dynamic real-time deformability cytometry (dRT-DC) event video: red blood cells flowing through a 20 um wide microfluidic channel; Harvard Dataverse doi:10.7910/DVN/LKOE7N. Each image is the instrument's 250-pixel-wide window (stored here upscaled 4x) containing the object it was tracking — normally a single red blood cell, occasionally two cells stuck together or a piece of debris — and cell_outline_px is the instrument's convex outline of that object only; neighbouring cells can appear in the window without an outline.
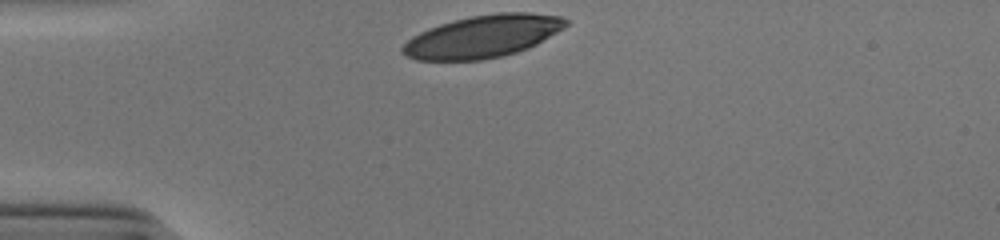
{"species": "human", "species_latin": "Homo sapiens", "temperature_condition": "cold", "stored_images_in_passage": 30, "camera_frame_rate_fps": 3000, "um_per_image_px": 0.085, "donor": {"sex": "male"}, "frame": {"image": 1, "passage_image": 1, "time_ms": 0.0, "image_size_px": [1000, 240], "cell_outline_px": [[568, 24], [564, 28], [536, 44], [528, 48], [504, 56], [480, 60], [416, 60], [400, 52], [400, 48], [412, 36], [428, 28], [440, 24], [472, 16], [500, 12], [528, 12], [560, 16], [568, 20]], "centroid_in_image_um": [41.04, 3.1], "position_along_channel_um": 44.0, "area_um2": 40.23}}
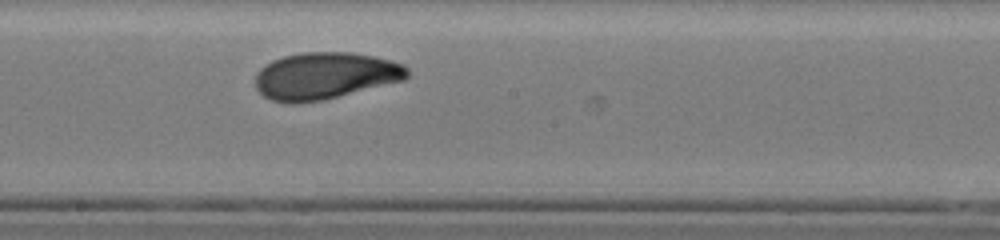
{"frame": {"image": 2, "passage_image": 17, "time_ms": 5.333, "image_size_px": [1000, 240], "cell_outline_px": [[408, 76], [404, 80], [324, 100], [296, 104], [288, 104], [272, 100], [264, 96], [256, 88], [256, 72], [264, 64], [272, 60], [284, 56], [304, 52], [352, 52], [372, 56], [404, 64], [408, 68]], "centroid_in_image_um": [27.6, 6.45], "position_along_channel_um": 220.6, "area_um2": 41.73}}
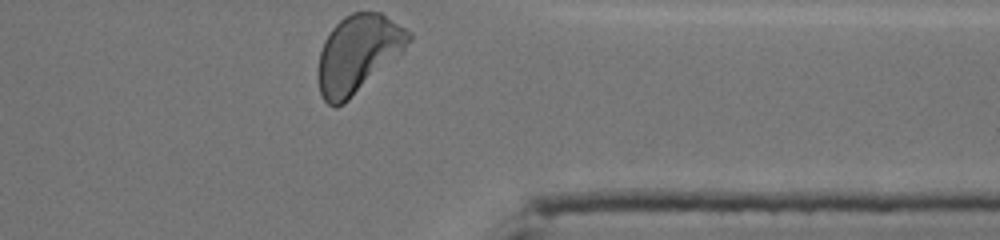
{"frame": {"image": 3, "passage_image": 30, "time_ms": 9.667, "image_size_px": [1000, 240], "cell_outline_px": [[412, 40], [404, 52], [344, 104], [336, 108], [328, 104], [324, 100], [320, 92], [316, 76], [316, 68], [320, 52], [324, 40], [332, 28], [344, 16], [352, 12], [380, 12], [412, 32]], "centroid_in_image_um": [30.43, 4.59], "position_along_channel_um": 381.0, "area_um2": 41.62}, "authors_computed_cell_mechanics": {"area_um2": 41.038, "velocity_mm_per_s": 3.8418, "shape_relaxation_time_tau1_ms": 3.6895, "shape_relaxation_time_tau2_ms": 1.3877, "deformation_change_tau1": 0.1555, "deformation_change_tau2": 0.0643}}